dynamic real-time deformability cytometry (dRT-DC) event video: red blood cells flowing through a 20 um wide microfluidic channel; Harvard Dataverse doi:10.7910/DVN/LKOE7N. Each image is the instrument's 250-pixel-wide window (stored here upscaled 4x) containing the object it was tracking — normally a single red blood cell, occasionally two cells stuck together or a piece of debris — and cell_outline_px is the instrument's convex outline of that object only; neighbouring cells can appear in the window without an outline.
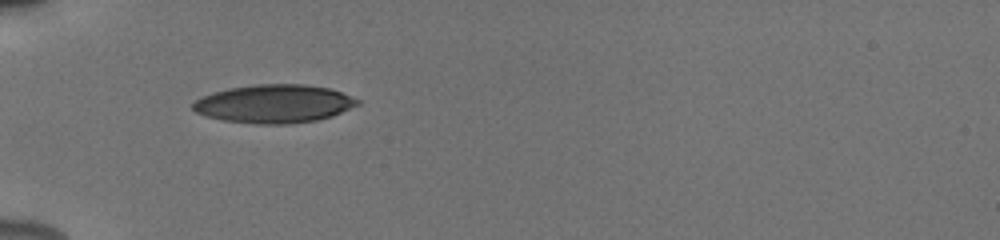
{"species": "human", "species_latin": "Homo sapiens", "temperature_condition": "cold", "stored_images_in_passage": 16, "camera_frame_rate_fps": 3000, "um_per_image_px": 0.085, "donor": {"sex": "male"}, "frame": {"image": 1, "passage_image": 1, "time_ms": 0.0, "image_size_px": [1000, 240], "cell_outline_px": [[360, 104], [332, 116], [316, 120], [292, 124], [256, 124], [224, 120], [204, 116], [196, 112], [192, 108], [192, 104], [200, 96], [212, 92], [228, 88], [256, 84], [304, 84], [328, 88], [340, 92], [360, 100]], "centroid_in_image_um": [23.27, 8.82], "position_along_channel_um": 61.7, "area_um2": 36.88}}
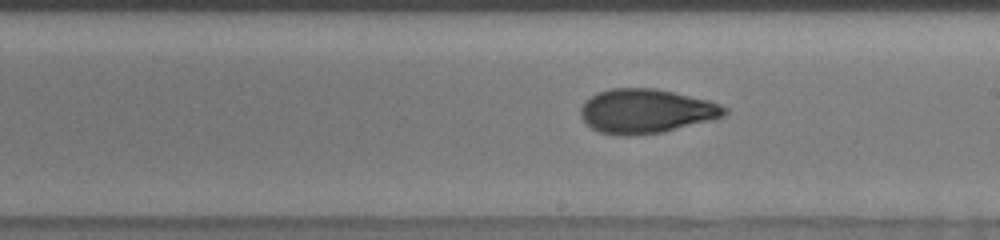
{"frame": {"image": 2, "passage_image": 12, "time_ms": 4.667, "image_size_px": [1000, 240], "cell_outline_px": [[728, 112], [724, 116], [712, 120], [660, 132], [632, 136], [620, 136], [600, 132], [592, 128], [580, 116], [580, 108], [584, 100], [596, 92], [612, 88], [656, 88], [708, 100], [720, 104], [728, 108]], "centroid_in_image_um": [54.89, 9.44], "position_along_channel_um": 234.1, "area_um2": 37.22}}
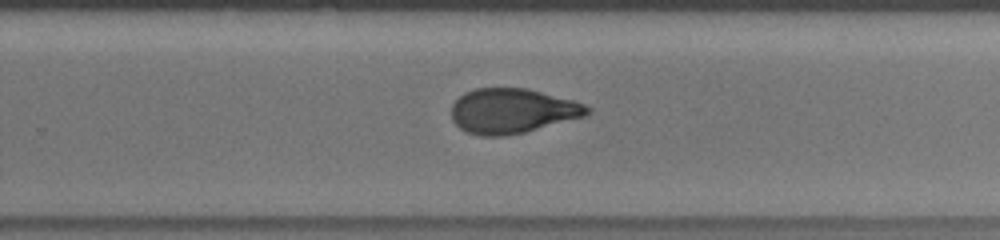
{"frame": {"image": 3, "passage_image": 15, "time_ms": 6.0, "image_size_px": [1000, 240], "cell_outline_px": [[592, 112], [584, 116], [524, 132], [504, 136], [480, 136], [468, 132], [460, 128], [452, 120], [452, 104], [464, 92], [476, 88], [524, 88], [572, 100], [584, 104], [592, 108]], "centroid_in_image_um": [43.52, 9.43], "position_along_channel_um": 286.3, "area_um2": 35.2}}